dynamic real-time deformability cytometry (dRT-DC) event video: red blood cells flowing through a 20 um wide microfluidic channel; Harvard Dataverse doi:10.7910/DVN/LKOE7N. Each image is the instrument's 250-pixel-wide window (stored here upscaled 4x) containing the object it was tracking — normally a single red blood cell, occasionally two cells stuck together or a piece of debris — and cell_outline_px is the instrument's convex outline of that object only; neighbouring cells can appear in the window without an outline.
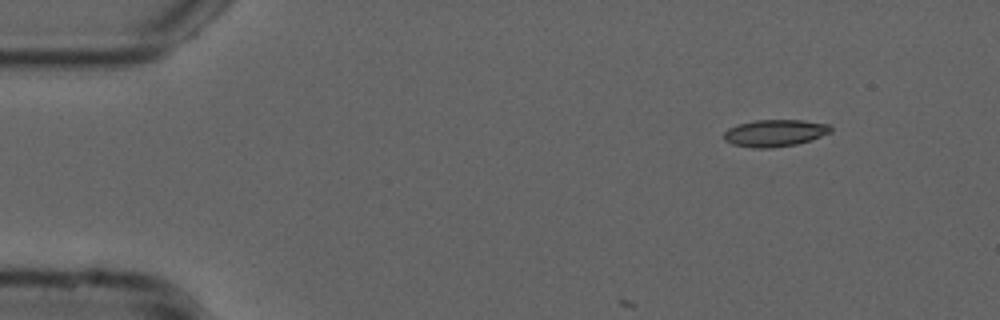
{"species": "common noctule bat (a hibernating species)", "species_latin": "Nyctalus noctula", "temperature_condition": "cold", "stored_images_in_passage": 3, "camera_frame_rate_fps": 3000, "um_per_image_px": 0.085, "animal": {"sex": "male", "forearm_length_mm": 52.5}, "frame": {"image": 1, "passage_image": 1, "time_ms": 0.0, "image_size_px": [1000, 320], "cell_outline_px": [[832, 132], [812, 140], [796, 144], [772, 148], [756, 148], [732, 144], [724, 140], [724, 132], [728, 128], [736, 124], [756, 120], [804, 120], [828, 124], [832, 128]], "centroid_in_image_um": [65.87, 11.3], "position_along_channel_um": 19.1, "area_um2": 16.94}}